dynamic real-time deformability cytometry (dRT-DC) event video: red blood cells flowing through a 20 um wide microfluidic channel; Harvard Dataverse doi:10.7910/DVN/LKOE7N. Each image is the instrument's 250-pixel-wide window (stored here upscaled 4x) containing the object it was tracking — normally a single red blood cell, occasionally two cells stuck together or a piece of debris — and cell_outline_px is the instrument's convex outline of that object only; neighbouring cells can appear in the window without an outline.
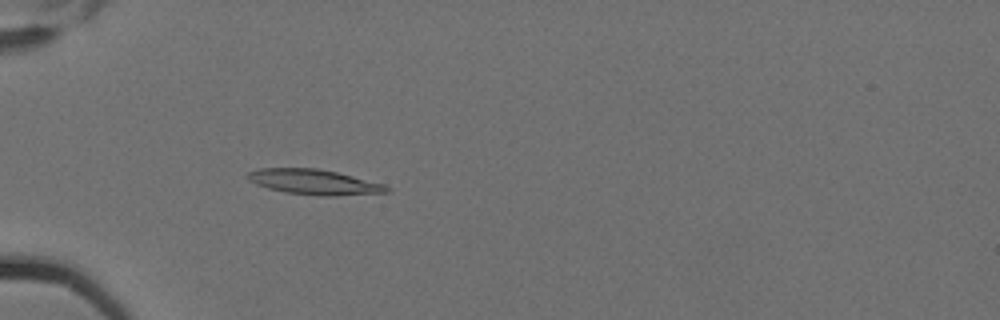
{"species": "Egyptian fruit bat (a non-hibernating species)", "species_latin": "Rousettus aegyptiacus", "temperature_condition": "cold", "stored_images_in_passage": 5, "camera_frame_rate_fps": 3000, "um_per_image_px": 0.085, "animal": {"sex": "female"}, "frame": {"image": 1, "passage_image": 5, "time_ms": 1.333, "image_size_px": [1000, 320], "cell_outline_px": [[392, 192], [336, 196], [320, 196], [284, 192], [268, 188], [256, 184], [248, 180], [244, 176], [248, 172], [260, 168], [316, 168], [336, 172], [384, 184], [392, 188]], "centroid_in_image_um": [26.71, 15.48], "position_along_channel_um": 58.3, "area_um2": 20.58}}